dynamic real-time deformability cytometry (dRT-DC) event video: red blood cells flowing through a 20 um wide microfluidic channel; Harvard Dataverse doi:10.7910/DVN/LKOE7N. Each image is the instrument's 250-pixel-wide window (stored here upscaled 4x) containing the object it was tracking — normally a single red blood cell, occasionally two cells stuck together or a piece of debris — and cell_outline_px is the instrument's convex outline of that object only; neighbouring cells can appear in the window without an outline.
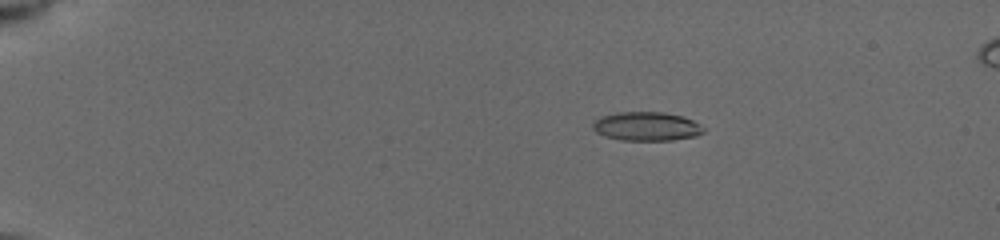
{"species": "common noctule bat (a hibernating species)", "species_latin": "Nyctalus noctula", "temperature_condition": "cold", "stored_images_in_passage": 36, "camera_frame_rate_fps": 3000, "um_per_image_px": 0.085, "animal": {"sex": "female", "body_mass_g": 19.5, "forearm_length_mm": 54.1}, "frame": {"image": 1, "passage_image": 6, "time_ms": 3.667, "image_size_px": [1000, 240], "cell_outline_px": [[704, 132], [696, 136], [672, 140], [620, 140], [604, 136], [596, 132], [592, 128], [592, 124], [600, 116], [616, 112], [664, 112], [684, 116], [700, 124], [704, 128]], "centroid_in_image_um": [54.95, 10.73], "position_along_channel_um": 30.1, "area_um2": 18.79}}
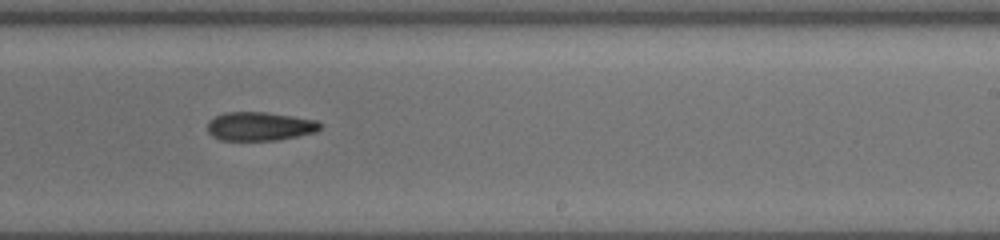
{"frame": {"image": 2, "passage_image": 24, "time_ms": 12.0, "image_size_px": [1000, 240], "cell_outline_px": [[324, 124], [316, 132], [276, 140], [220, 140], [212, 136], [208, 132], [208, 120], [224, 112], [268, 112], [316, 120]], "centroid_in_image_um": [22.08, 10.73], "position_along_channel_um": 266.9, "area_um2": 18.9}}
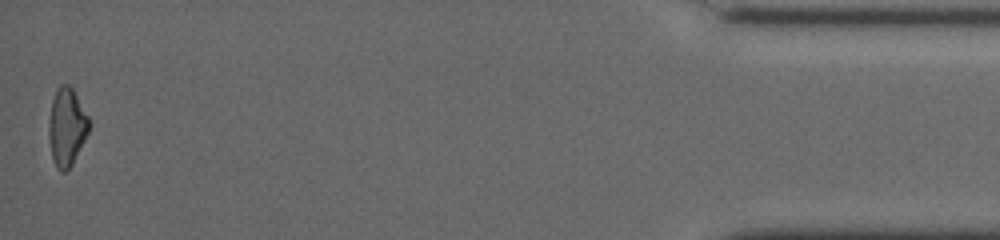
{"frame": {"image": 3, "passage_image": 36, "time_ms": 18.0, "image_size_px": [1000, 240], "cell_outline_px": [[88, 132], [72, 164], [64, 172], [60, 172], [56, 168], [52, 156], [48, 136], [48, 124], [52, 100], [56, 88], [60, 84], [68, 84], [72, 88], [88, 116]], "centroid_in_image_um": [5.64, 10.78], "position_along_channel_um": 429.6, "area_um2": 18.03}, "authors_computed_cell_mechanics": {"area_um2": 18.9295, "velocity_mm_per_s": 3.9635, "shape_relaxation_time_tau1_ms": 8.7741, "shape_relaxation_time_tau2_ms": null, "deformation_change_tau1": 0.2034, "deformation_change_tau2": null}}